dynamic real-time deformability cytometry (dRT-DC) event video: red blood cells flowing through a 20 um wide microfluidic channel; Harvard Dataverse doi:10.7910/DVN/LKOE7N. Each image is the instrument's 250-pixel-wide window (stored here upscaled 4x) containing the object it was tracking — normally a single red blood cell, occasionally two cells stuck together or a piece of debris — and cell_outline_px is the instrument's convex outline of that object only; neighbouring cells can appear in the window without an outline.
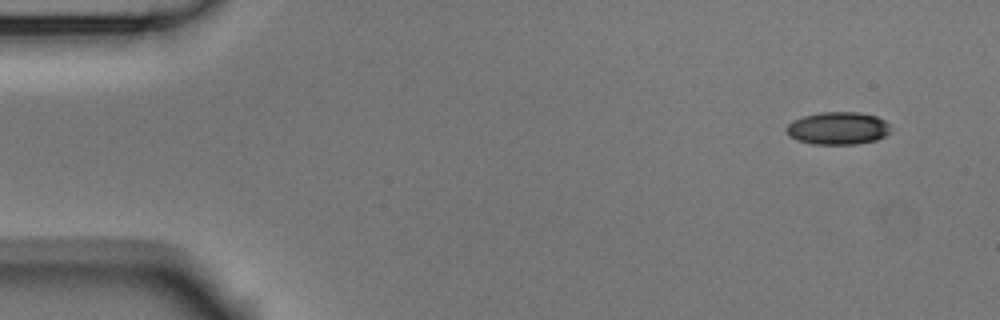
{"species": "Egyptian fruit bat (a non-hibernating species)", "species_latin": "Rousettus aegyptiacus", "temperature_condition": "room temperature", "stored_images_in_passage": 6, "camera_frame_rate_fps": 3000, "um_per_image_px": 0.085, "animal": {"sex": "male"}, "frame": {"image": 1, "passage_image": 1, "time_ms": 0.0, "image_size_px": [1000, 320], "cell_outline_px": [[888, 132], [884, 136], [876, 140], [856, 144], [812, 144], [796, 140], [788, 136], [784, 128], [792, 120], [804, 116], [820, 112], [860, 112], [876, 116], [884, 120], [888, 124]], "centroid_in_image_um": [71.16, 10.9], "position_along_channel_um": 13.8, "area_um2": 19.88}}
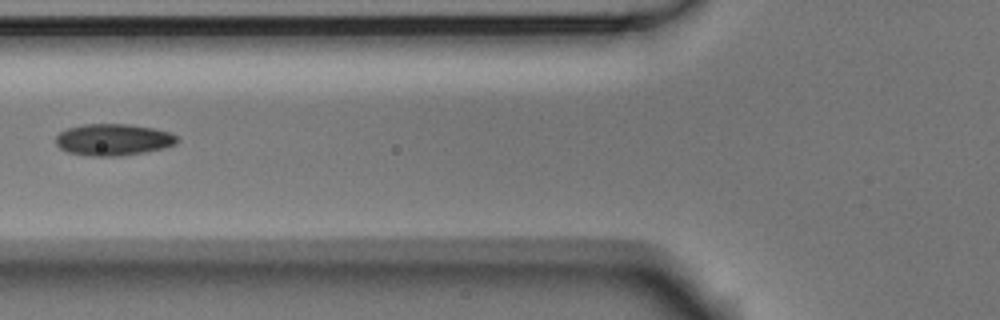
{"frame": {"image": 2, "passage_image": 5, "time_ms": 1.333, "image_size_px": [1000, 320], "cell_outline_px": [[180, 140], [176, 144], [164, 148], [144, 152], [120, 156], [88, 156], [68, 152], [60, 148], [56, 144], [56, 136], [60, 132], [68, 128], [84, 124], [128, 124], [152, 128], [168, 132], [176, 136]], "centroid_in_image_um": [9.62, 11.88], "position_along_channel_um": 116.2, "area_um2": 22.37}}
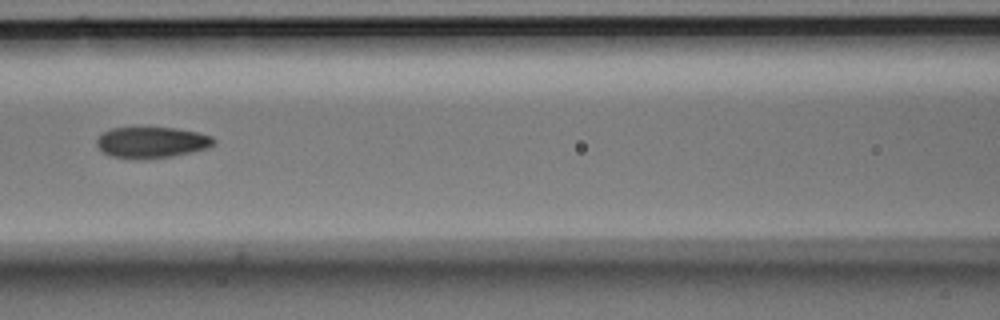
{"frame": {"image": 3, "passage_image": 6, "time_ms": 1.667, "image_size_px": [1000, 320], "cell_outline_px": [[216, 144], [208, 148], [192, 152], [172, 156], [136, 160], [112, 156], [104, 152], [96, 144], [96, 140], [104, 132], [112, 128], [140, 124], [176, 128], [200, 132], [212, 136], [216, 140]], "centroid_in_image_um": [12.91, 12.05], "position_along_channel_um": 153.7, "area_um2": 22.2}}